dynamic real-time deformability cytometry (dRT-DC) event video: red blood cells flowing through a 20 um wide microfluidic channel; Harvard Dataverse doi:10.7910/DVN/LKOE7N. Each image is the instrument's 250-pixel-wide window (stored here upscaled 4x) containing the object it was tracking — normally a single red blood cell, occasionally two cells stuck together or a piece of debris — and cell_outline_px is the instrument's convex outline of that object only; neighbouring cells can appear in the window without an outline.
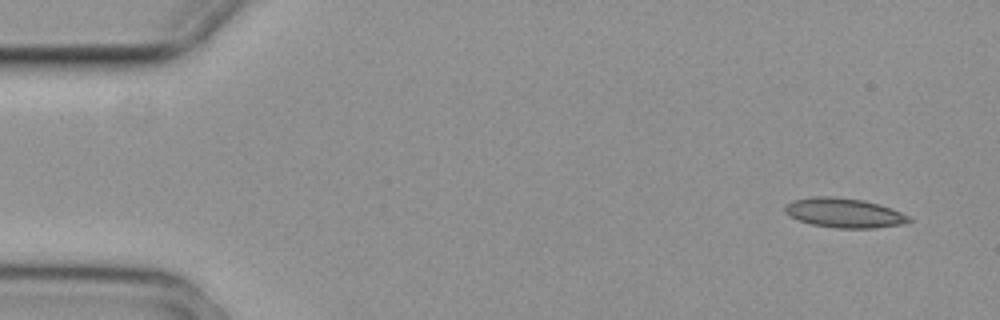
{"species": "common noctule bat (a hibernating species)", "species_latin": "Nyctalus noctula", "temperature_condition": "cold", "stored_images_in_passage": 6, "camera_frame_rate_fps": 3000, "um_per_image_px": 0.085, "animal": {"sex": "female", "body_mass_g": 29.2, "forearm_length_mm": 56.3}, "frame": {"image": 1, "passage_image": 1, "time_ms": 0.0, "image_size_px": [1000, 320], "cell_outline_px": [[912, 220], [904, 224], [876, 228], [836, 228], [812, 224], [788, 216], [784, 212], [784, 208], [792, 200], [812, 196], [832, 196], [864, 200], [880, 204], [892, 208], [908, 216]], "centroid_in_image_um": [71.75, 18.09], "position_along_channel_um": 13.2, "area_um2": 21.44}}